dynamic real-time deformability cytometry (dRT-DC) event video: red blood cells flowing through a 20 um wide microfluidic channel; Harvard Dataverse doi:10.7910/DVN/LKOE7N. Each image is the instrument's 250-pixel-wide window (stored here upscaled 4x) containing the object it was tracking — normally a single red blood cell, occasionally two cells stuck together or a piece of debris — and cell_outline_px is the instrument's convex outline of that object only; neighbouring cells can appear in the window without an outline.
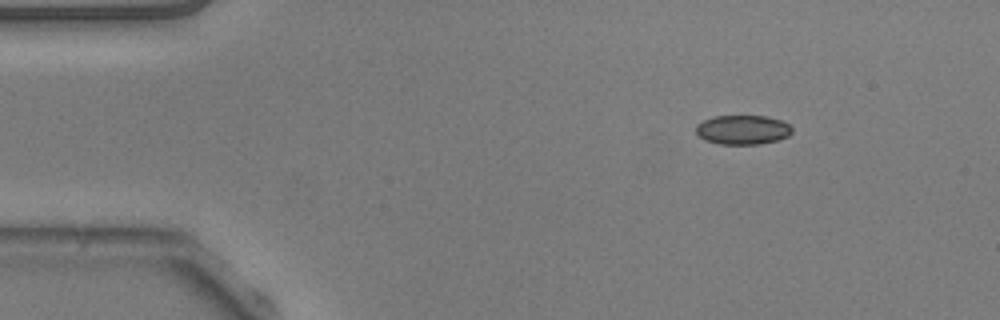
{"species": "common noctule bat (a hibernating species)", "species_latin": "Nyctalus noctula", "temperature_condition": "warm", "stored_images_in_passage": 47, "camera_frame_rate_fps": 3000, "um_per_image_px": 0.085, "animal": {"sex": "male", "body_mass_g": 20.5, "forearm_length_mm": 52.5}, "frame": {"image": 1, "passage_image": 1, "time_ms": 0.0, "image_size_px": [1000, 320], "cell_outline_px": [[792, 132], [788, 136], [776, 140], [760, 144], [720, 144], [704, 140], [696, 132], [696, 124], [712, 116], [768, 116], [780, 120], [788, 124], [792, 128]], "centroid_in_image_um": [63.12, 11.03], "position_along_channel_um": 21.9, "area_um2": 16.42}}
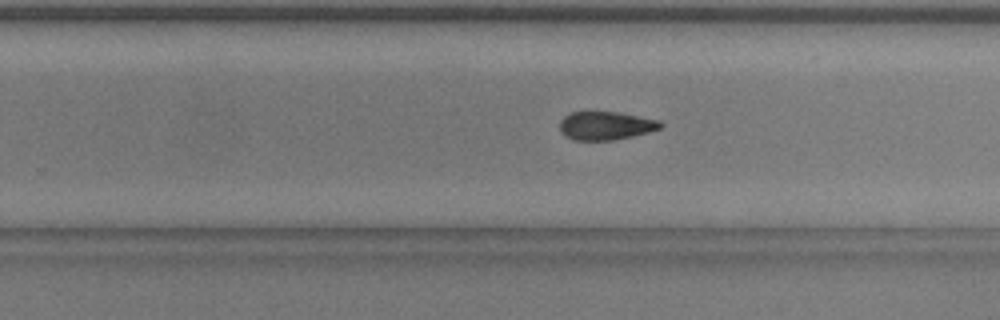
{"frame": {"image": 2, "passage_image": 27, "time_ms": 8.667, "image_size_px": [1000, 320], "cell_outline_px": [[664, 124], [660, 128], [648, 132], [632, 136], [612, 140], [572, 140], [564, 136], [560, 132], [560, 120], [568, 112], [616, 112], [660, 120]], "centroid_in_image_um": [51.45, 10.68], "position_along_channel_um": 278.4, "area_um2": 16.7}}
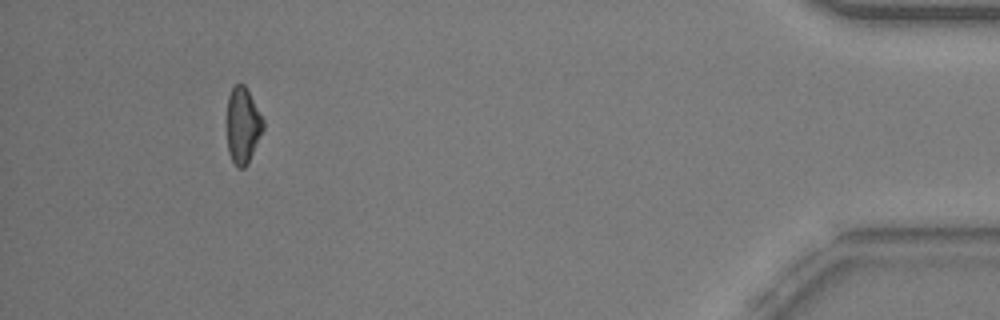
{"frame": {"image": 3, "passage_image": 43, "time_ms": 14.0, "image_size_px": [1000, 320], "cell_outline_px": [[264, 128], [248, 164], [244, 168], [236, 168], [228, 152], [228, 96], [232, 88], [236, 84], [244, 84], [264, 120]], "centroid_in_image_um": [20.65, 10.69], "position_along_channel_um": 414.6, "area_um2": 15.9}, "authors_computed_cell_mechanics": {"area_um2": 17.34, "velocity_mm_per_s": 3.8173, "shape_relaxation_time_tau1_ms": 10.0867, "shape_relaxation_time_tau2_ms": 4.9609, "deformation_change_tau1": 0.2061, "deformation_change_tau2": 0.1407}}